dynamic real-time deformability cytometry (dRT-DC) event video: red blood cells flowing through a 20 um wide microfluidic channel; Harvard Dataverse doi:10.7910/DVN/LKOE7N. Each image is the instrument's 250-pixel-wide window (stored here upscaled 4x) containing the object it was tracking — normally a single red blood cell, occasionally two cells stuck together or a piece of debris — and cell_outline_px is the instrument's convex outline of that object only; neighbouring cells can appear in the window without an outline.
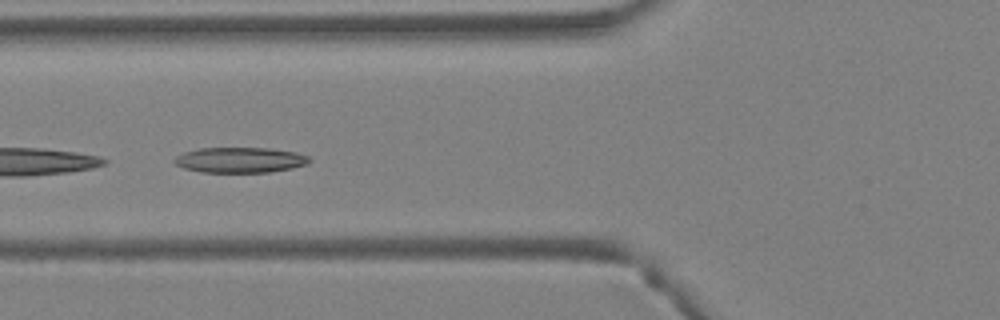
{"species": "Egyptian fruit bat (a non-hibernating species)", "species_latin": "Rousettus aegyptiacus", "temperature_condition": "warm", "stored_images_in_passage": 35, "camera_frame_rate_fps": 3000, "um_per_image_px": 0.085, "animal": {"sex": "female"}, "frame": {"image": 1, "passage_image": 12, "time_ms": 3.667, "image_size_px": [1000, 320], "cell_outline_px": [[312, 160], [308, 164], [292, 168], [268, 172], [200, 172], [184, 168], [176, 164], [172, 160], [176, 156], [184, 152], [200, 148], [268, 148], [296, 152], [308, 156]], "centroid_in_image_um": [20.41, 13.6], "position_along_channel_um": 105.4, "area_um2": 20.0}}
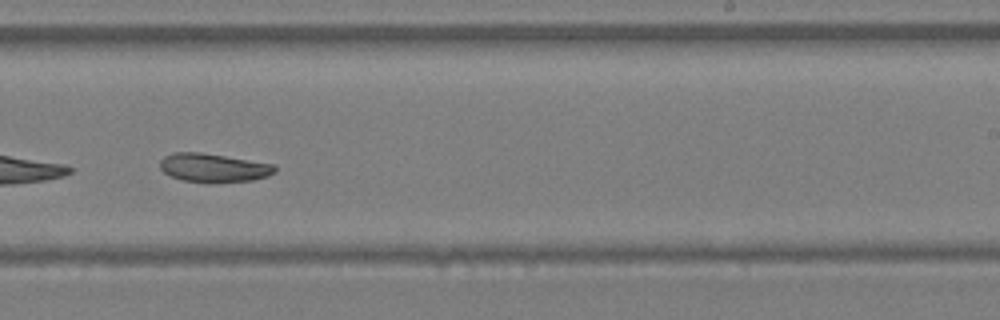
{"frame": {"image": 2, "passage_image": 22, "time_ms": 7.0, "image_size_px": [1000, 320], "cell_outline_px": [[276, 172], [268, 176], [252, 180], [184, 180], [172, 176], [164, 172], [160, 168], [160, 160], [164, 156], [172, 152], [200, 152], [276, 164]], "centroid_in_image_um": [18.16, 14.21], "position_along_channel_um": 270.8, "area_um2": 18.5}}
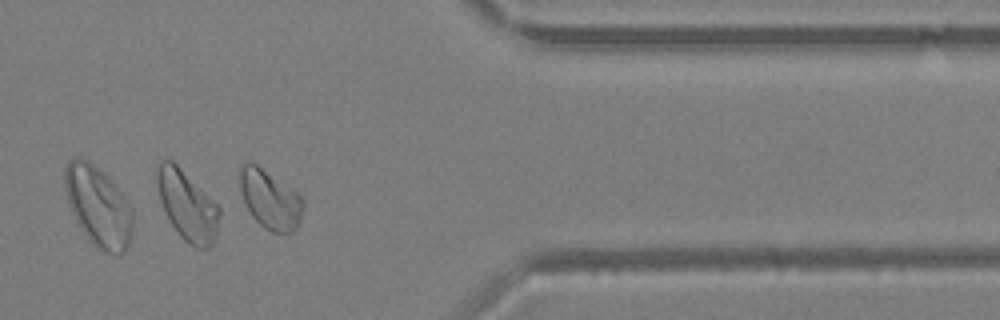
{"frame": {"image": 3, "passage_image": 30, "time_ms": 9.667, "image_size_px": [1000, 320], "cell_outline_px": [[304, 208], [300, 220], [296, 228], [292, 232], [272, 232], [264, 228], [252, 216], [244, 204], [240, 192], [240, 164], [248, 160], [256, 164], [296, 192], [304, 200]], "centroid_in_image_um": [22.93, 16.94], "position_along_channel_um": 388.5, "area_um2": 21.73}, "authors_computed_cell_mechanics": {"area_um2": 20.4612, "velocity_mm_per_s": 4.9716, "shape_relaxation_time_tau1_ms": 4.5164, "shape_relaxation_time_tau2_ms": null, "deformation_change_tau1": 0.1387, "deformation_change_tau2": null}}